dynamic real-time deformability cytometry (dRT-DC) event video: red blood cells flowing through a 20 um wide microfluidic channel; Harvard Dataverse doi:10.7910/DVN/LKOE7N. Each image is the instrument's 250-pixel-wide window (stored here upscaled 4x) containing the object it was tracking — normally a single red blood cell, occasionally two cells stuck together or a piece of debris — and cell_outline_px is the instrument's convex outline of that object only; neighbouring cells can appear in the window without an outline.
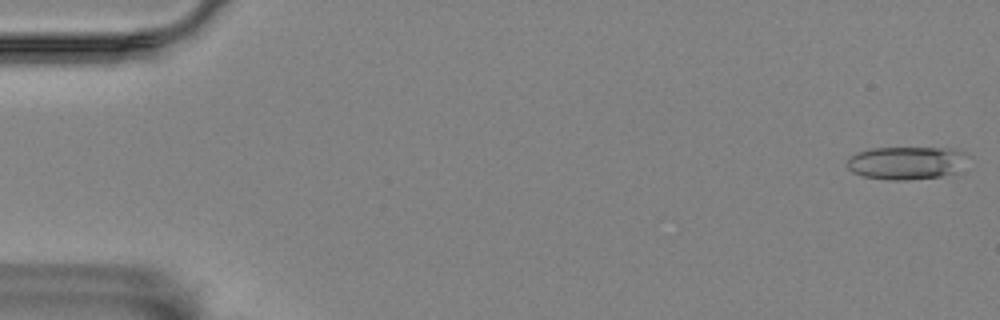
{"species": "Egyptian fruit bat (a non-hibernating species)", "species_latin": "Rousettus aegyptiacus", "temperature_condition": "room temperature", "stored_images_in_passage": 5, "camera_frame_rate_fps": 3000, "um_per_image_px": 0.085, "animal": {"sex": "female"}, "frame": {"image": 1, "passage_image": 1, "time_ms": 0.0, "image_size_px": [1000, 320], "cell_outline_px": [[964, 172], [940, 176], [908, 180], [888, 180], [864, 176], [852, 172], [848, 168], [848, 160], [856, 152], [868, 148], [952, 148], [964, 152]], "centroid_in_image_um": [77.07, 13.85], "position_along_channel_um": 7.9, "area_um2": 23.35}}
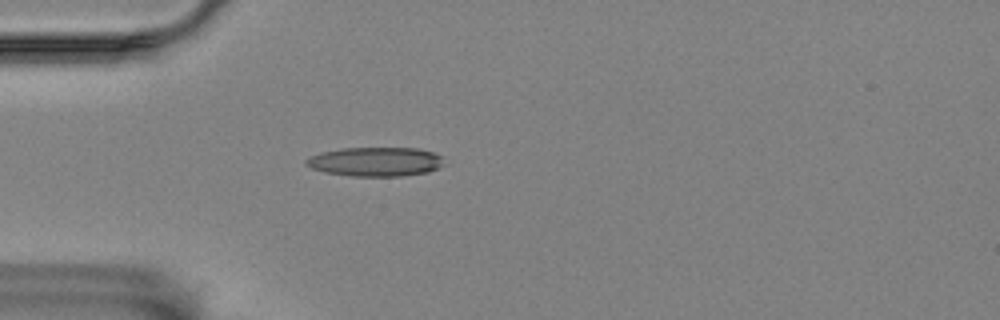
{"frame": {"image": 2, "passage_image": 5, "time_ms": 5.0, "image_size_px": [1000, 320], "cell_outline_px": [[444, 164], [440, 168], [428, 172], [400, 176], [352, 176], [324, 172], [312, 168], [304, 164], [304, 160], [320, 152], [344, 148], [420, 148], [444, 156]], "centroid_in_image_um": [31.96, 13.74], "position_along_channel_um": 53.0, "area_um2": 23.64}}